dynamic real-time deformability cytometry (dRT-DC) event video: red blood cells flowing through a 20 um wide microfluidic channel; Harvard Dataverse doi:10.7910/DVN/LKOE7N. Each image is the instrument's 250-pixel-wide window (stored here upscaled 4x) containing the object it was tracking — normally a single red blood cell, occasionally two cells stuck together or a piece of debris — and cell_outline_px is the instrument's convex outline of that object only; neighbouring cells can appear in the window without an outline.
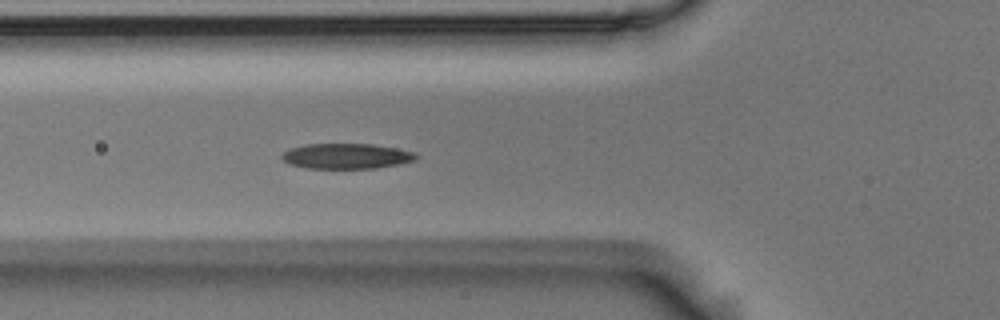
{"species": "Egyptian fruit bat (a non-hibernating species)", "species_latin": "Rousettus aegyptiacus", "temperature_condition": "room temperature", "stored_images_in_passage": 55, "camera_frame_rate_fps": 3000, "um_per_image_px": 0.085, "animal": {"sex": "male"}, "frame": {"image": 1, "passage_image": 19, "time_ms": 6.0, "image_size_px": [1000, 320], "cell_outline_px": [[420, 156], [416, 160], [376, 168], [308, 168], [288, 164], [280, 156], [284, 152], [292, 148], [304, 144], [372, 144], [396, 148], [416, 152]], "centroid_in_image_um": [29.47, 13.26], "position_along_channel_um": 96.3, "area_um2": 19.77}}
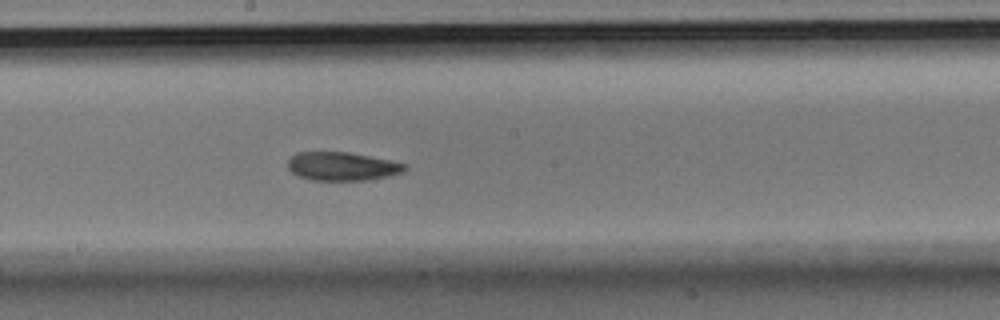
{"frame": {"image": 2, "passage_image": 29, "time_ms": 9.333, "image_size_px": [1000, 320], "cell_outline_px": [[408, 168], [400, 172], [388, 176], [368, 180], [312, 180], [300, 176], [292, 172], [288, 168], [288, 160], [296, 152], [348, 152], [392, 160], [408, 164]], "centroid_in_image_um": [29.1, 14.13], "position_along_channel_um": 219.1, "area_um2": 19.42}}
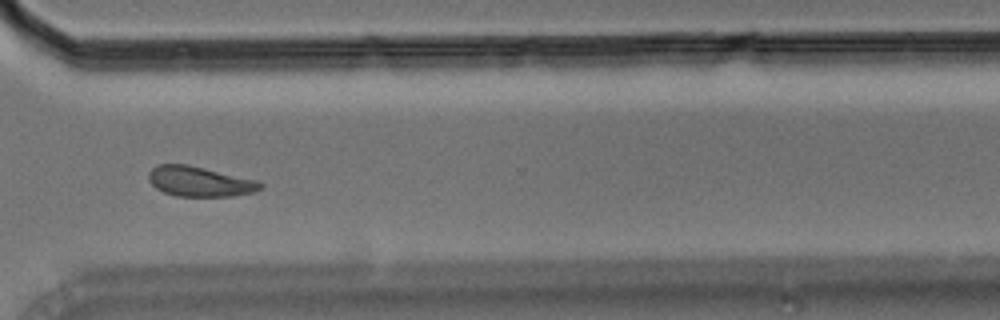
{"frame": {"image": 3, "passage_image": 40, "time_ms": 13.0, "image_size_px": [1000, 320], "cell_outline_px": [[264, 188], [256, 192], [232, 196], [176, 196], [164, 192], [156, 188], [148, 180], [148, 172], [156, 164], [188, 164], [256, 180], [264, 184]], "centroid_in_image_um": [16.98, 15.42], "position_along_channel_um": 353.6, "area_um2": 19.71}, "authors_computed_cell_mechanics": {"area_um2": 19.9988, "velocity_mm_per_s": 3.6737, "shape_relaxation_time_tau1_ms": 4.6187, "shape_relaxation_time_tau2_ms": 3.8799, "deformation_change_tau1": 0.1356, "deformation_change_tau2": 0.0993}}